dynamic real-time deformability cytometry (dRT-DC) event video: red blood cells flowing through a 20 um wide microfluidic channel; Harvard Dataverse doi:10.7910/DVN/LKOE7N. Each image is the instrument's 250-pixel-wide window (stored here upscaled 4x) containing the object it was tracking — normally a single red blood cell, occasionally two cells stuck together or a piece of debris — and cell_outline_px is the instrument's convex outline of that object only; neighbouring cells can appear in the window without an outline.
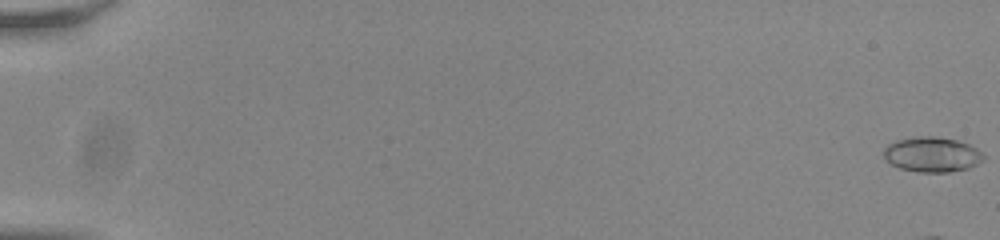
{"species": "common noctule bat (a hibernating species)", "species_latin": "Nyctalus noctula", "temperature_condition": "room temperature", "stored_images_in_passage": 14, "camera_frame_rate_fps": 3000, "um_per_image_px": 0.085, "animal": {"sex": "male", "body_mass_g": 20.0, "forearm_length_mm": 53.3}, "frame": {"image": 1, "passage_image": 1, "time_ms": 0.0, "image_size_px": [1000, 240], "cell_outline_px": [[984, 160], [968, 168], [948, 172], [916, 172], [900, 168], [884, 160], [884, 148], [888, 144], [896, 140], [920, 136], [932, 136], [956, 140], [968, 144], [984, 152]], "centroid_in_image_um": [79.22, 13.13], "position_along_channel_um": 5.8, "area_um2": 20.4}}